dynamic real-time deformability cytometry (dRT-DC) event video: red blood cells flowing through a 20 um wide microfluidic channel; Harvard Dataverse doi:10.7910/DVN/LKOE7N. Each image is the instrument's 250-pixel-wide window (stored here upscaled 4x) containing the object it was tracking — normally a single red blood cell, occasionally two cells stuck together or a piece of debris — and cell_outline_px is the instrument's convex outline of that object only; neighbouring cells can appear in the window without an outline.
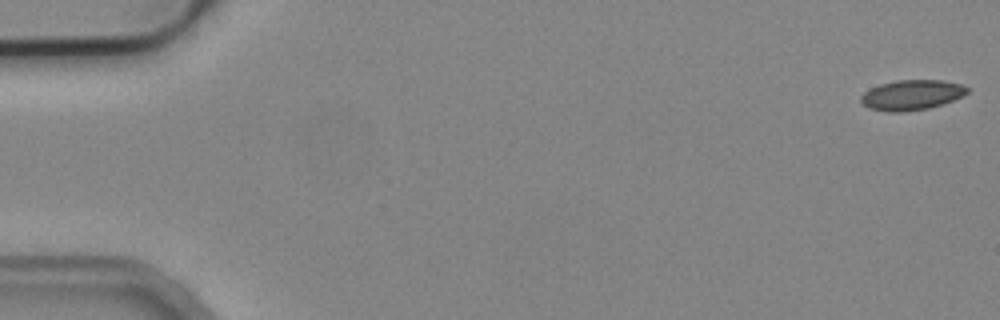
{"species": "common noctule bat (a hibernating species)", "species_latin": "Nyctalus noctula", "temperature_condition": "cold", "stored_images_in_passage": 46, "camera_frame_rate_fps": 3000, "um_per_image_px": 0.085, "animal": {"sex": "male", "body_mass_g": 19.2, "forearm_length_mm": 51.8}, "frame": {"image": 1, "passage_image": 1, "time_ms": 0.0, "image_size_px": [1000, 320], "cell_outline_px": [[968, 92], [964, 96], [944, 104], [928, 108], [900, 112], [888, 112], [868, 108], [860, 100], [860, 96], [864, 92], [880, 84], [896, 80], [944, 80], [960, 84], [968, 88]], "centroid_in_image_um": [77.51, 8.07], "position_along_channel_um": 7.5, "area_um2": 18.73}}
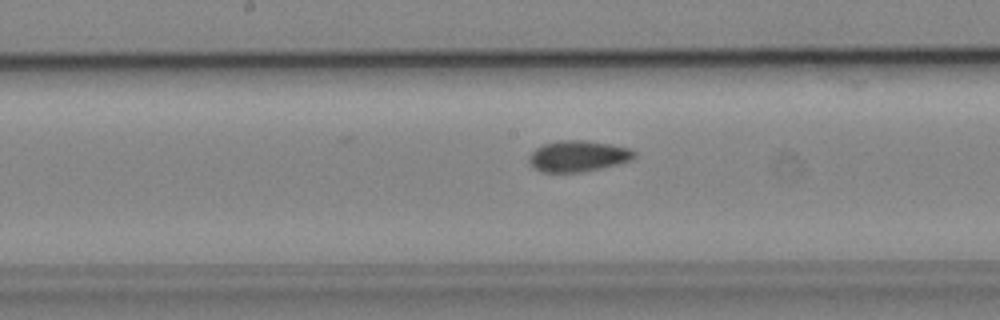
{"frame": {"image": 2, "passage_image": 28, "time_ms": 9.0, "image_size_px": [1000, 320], "cell_outline_px": [[636, 156], [632, 160], [600, 168], [580, 172], [540, 172], [528, 160], [528, 156], [536, 148], [544, 144], [556, 140], [588, 140], [612, 144], [628, 148], [636, 152]], "centroid_in_image_um": [49.14, 13.25], "position_along_channel_um": 199.1, "area_um2": 19.07}}
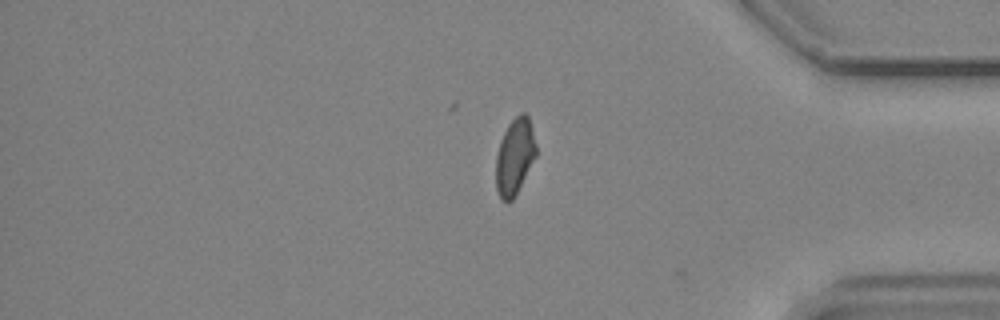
{"frame": {"image": 3, "passage_image": 45, "time_ms": 14.667, "image_size_px": [1000, 320], "cell_outline_px": [[536, 156], [512, 200], [500, 200], [496, 188], [496, 156], [500, 140], [508, 124], [520, 112], [524, 112], [528, 116], [536, 144]], "centroid_in_image_um": [43.74, 13.28], "position_along_channel_um": 391.5, "area_um2": 17.63}, "authors_computed_cell_mechanics": {"area_um2": 18.7561, "velocity_mm_per_s": 3.8058, "shape_relaxation_time_tau1_ms": null, "shape_relaxation_time_tau2_ms": 3.3621, "deformation_change_tau1": null, "deformation_change_tau2": 0.0512}}